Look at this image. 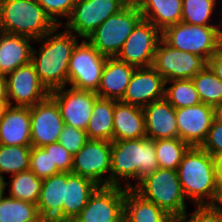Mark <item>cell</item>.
I'll return each mask as SVG.
<instances>
[{
  "label": "cell",
  "mask_w": 222,
  "mask_h": 222,
  "mask_svg": "<svg viewBox=\"0 0 222 222\" xmlns=\"http://www.w3.org/2000/svg\"><path fill=\"white\" fill-rule=\"evenodd\" d=\"M56 26L42 38L39 49L32 48L31 63L35 67L40 82L49 92L68 84V66L72 51L80 40L66 29L59 32Z\"/></svg>",
  "instance_id": "obj_1"
},
{
  "label": "cell",
  "mask_w": 222,
  "mask_h": 222,
  "mask_svg": "<svg viewBox=\"0 0 222 222\" xmlns=\"http://www.w3.org/2000/svg\"><path fill=\"white\" fill-rule=\"evenodd\" d=\"M158 168L153 140L144 137L112 141L110 185L134 188ZM121 179L125 182L123 185ZM130 179L136 180V184Z\"/></svg>",
  "instance_id": "obj_2"
},
{
  "label": "cell",
  "mask_w": 222,
  "mask_h": 222,
  "mask_svg": "<svg viewBox=\"0 0 222 222\" xmlns=\"http://www.w3.org/2000/svg\"><path fill=\"white\" fill-rule=\"evenodd\" d=\"M216 164L201 147H189L183 155L177 173L186 199L195 206L217 205Z\"/></svg>",
  "instance_id": "obj_3"
},
{
  "label": "cell",
  "mask_w": 222,
  "mask_h": 222,
  "mask_svg": "<svg viewBox=\"0 0 222 222\" xmlns=\"http://www.w3.org/2000/svg\"><path fill=\"white\" fill-rule=\"evenodd\" d=\"M57 25L37 0H0V31L37 40Z\"/></svg>",
  "instance_id": "obj_4"
},
{
  "label": "cell",
  "mask_w": 222,
  "mask_h": 222,
  "mask_svg": "<svg viewBox=\"0 0 222 222\" xmlns=\"http://www.w3.org/2000/svg\"><path fill=\"white\" fill-rule=\"evenodd\" d=\"M133 189L143 198L155 203L174 220L187 211V199L177 170L158 168Z\"/></svg>",
  "instance_id": "obj_5"
},
{
  "label": "cell",
  "mask_w": 222,
  "mask_h": 222,
  "mask_svg": "<svg viewBox=\"0 0 222 222\" xmlns=\"http://www.w3.org/2000/svg\"><path fill=\"white\" fill-rule=\"evenodd\" d=\"M171 47L203 57L206 61L222 45V26H202L179 22L162 32Z\"/></svg>",
  "instance_id": "obj_6"
},
{
  "label": "cell",
  "mask_w": 222,
  "mask_h": 222,
  "mask_svg": "<svg viewBox=\"0 0 222 222\" xmlns=\"http://www.w3.org/2000/svg\"><path fill=\"white\" fill-rule=\"evenodd\" d=\"M142 14L134 1H130L117 14L110 16L87 38L101 54L116 57Z\"/></svg>",
  "instance_id": "obj_7"
},
{
  "label": "cell",
  "mask_w": 222,
  "mask_h": 222,
  "mask_svg": "<svg viewBox=\"0 0 222 222\" xmlns=\"http://www.w3.org/2000/svg\"><path fill=\"white\" fill-rule=\"evenodd\" d=\"M107 56L87 39L75 45L68 66V84L78 90L97 92Z\"/></svg>",
  "instance_id": "obj_8"
},
{
  "label": "cell",
  "mask_w": 222,
  "mask_h": 222,
  "mask_svg": "<svg viewBox=\"0 0 222 222\" xmlns=\"http://www.w3.org/2000/svg\"><path fill=\"white\" fill-rule=\"evenodd\" d=\"M129 2L130 0H77L71 15L61 27L76 37L87 39L97 27Z\"/></svg>",
  "instance_id": "obj_9"
},
{
  "label": "cell",
  "mask_w": 222,
  "mask_h": 222,
  "mask_svg": "<svg viewBox=\"0 0 222 222\" xmlns=\"http://www.w3.org/2000/svg\"><path fill=\"white\" fill-rule=\"evenodd\" d=\"M112 141L88 139L74 155L71 172L93 180L99 186L110 185Z\"/></svg>",
  "instance_id": "obj_10"
},
{
  "label": "cell",
  "mask_w": 222,
  "mask_h": 222,
  "mask_svg": "<svg viewBox=\"0 0 222 222\" xmlns=\"http://www.w3.org/2000/svg\"><path fill=\"white\" fill-rule=\"evenodd\" d=\"M207 66V61L194 53L183 52L160 40L152 67L166 81L192 79Z\"/></svg>",
  "instance_id": "obj_11"
},
{
  "label": "cell",
  "mask_w": 222,
  "mask_h": 222,
  "mask_svg": "<svg viewBox=\"0 0 222 222\" xmlns=\"http://www.w3.org/2000/svg\"><path fill=\"white\" fill-rule=\"evenodd\" d=\"M161 39L162 32L150 21L142 18L124 42L116 58L136 68L150 67Z\"/></svg>",
  "instance_id": "obj_12"
},
{
  "label": "cell",
  "mask_w": 222,
  "mask_h": 222,
  "mask_svg": "<svg viewBox=\"0 0 222 222\" xmlns=\"http://www.w3.org/2000/svg\"><path fill=\"white\" fill-rule=\"evenodd\" d=\"M126 188L98 186L76 219L79 222H124Z\"/></svg>",
  "instance_id": "obj_13"
},
{
  "label": "cell",
  "mask_w": 222,
  "mask_h": 222,
  "mask_svg": "<svg viewBox=\"0 0 222 222\" xmlns=\"http://www.w3.org/2000/svg\"><path fill=\"white\" fill-rule=\"evenodd\" d=\"M49 96L57 103L65 125L86 130L99 97L95 92L65 86L51 91Z\"/></svg>",
  "instance_id": "obj_14"
},
{
  "label": "cell",
  "mask_w": 222,
  "mask_h": 222,
  "mask_svg": "<svg viewBox=\"0 0 222 222\" xmlns=\"http://www.w3.org/2000/svg\"><path fill=\"white\" fill-rule=\"evenodd\" d=\"M7 96L12 106L33 107L45 100L50 92L40 82L34 65L30 62L6 76ZM14 102V103H13Z\"/></svg>",
  "instance_id": "obj_15"
},
{
  "label": "cell",
  "mask_w": 222,
  "mask_h": 222,
  "mask_svg": "<svg viewBox=\"0 0 222 222\" xmlns=\"http://www.w3.org/2000/svg\"><path fill=\"white\" fill-rule=\"evenodd\" d=\"M30 118L32 146L58 142L65 123L57 103L50 96L30 107Z\"/></svg>",
  "instance_id": "obj_16"
},
{
  "label": "cell",
  "mask_w": 222,
  "mask_h": 222,
  "mask_svg": "<svg viewBox=\"0 0 222 222\" xmlns=\"http://www.w3.org/2000/svg\"><path fill=\"white\" fill-rule=\"evenodd\" d=\"M165 80L152 67L136 68L120 102L144 107L165 98Z\"/></svg>",
  "instance_id": "obj_17"
},
{
  "label": "cell",
  "mask_w": 222,
  "mask_h": 222,
  "mask_svg": "<svg viewBox=\"0 0 222 222\" xmlns=\"http://www.w3.org/2000/svg\"><path fill=\"white\" fill-rule=\"evenodd\" d=\"M175 114L178 138L190 147H200L213 122L212 106L200 103L196 106L175 109Z\"/></svg>",
  "instance_id": "obj_18"
},
{
  "label": "cell",
  "mask_w": 222,
  "mask_h": 222,
  "mask_svg": "<svg viewBox=\"0 0 222 222\" xmlns=\"http://www.w3.org/2000/svg\"><path fill=\"white\" fill-rule=\"evenodd\" d=\"M143 111L149 140L178 138L175 108L165 98L144 106Z\"/></svg>",
  "instance_id": "obj_19"
},
{
  "label": "cell",
  "mask_w": 222,
  "mask_h": 222,
  "mask_svg": "<svg viewBox=\"0 0 222 222\" xmlns=\"http://www.w3.org/2000/svg\"><path fill=\"white\" fill-rule=\"evenodd\" d=\"M67 172H60L43 179L38 199V212L46 222H63V200Z\"/></svg>",
  "instance_id": "obj_20"
},
{
  "label": "cell",
  "mask_w": 222,
  "mask_h": 222,
  "mask_svg": "<svg viewBox=\"0 0 222 222\" xmlns=\"http://www.w3.org/2000/svg\"><path fill=\"white\" fill-rule=\"evenodd\" d=\"M30 108L10 105L0 121V144L32 146Z\"/></svg>",
  "instance_id": "obj_21"
},
{
  "label": "cell",
  "mask_w": 222,
  "mask_h": 222,
  "mask_svg": "<svg viewBox=\"0 0 222 222\" xmlns=\"http://www.w3.org/2000/svg\"><path fill=\"white\" fill-rule=\"evenodd\" d=\"M136 67L116 57H107L96 94L100 98L120 101Z\"/></svg>",
  "instance_id": "obj_22"
},
{
  "label": "cell",
  "mask_w": 222,
  "mask_h": 222,
  "mask_svg": "<svg viewBox=\"0 0 222 222\" xmlns=\"http://www.w3.org/2000/svg\"><path fill=\"white\" fill-rule=\"evenodd\" d=\"M144 137H146V132L143 108L115 100L113 141Z\"/></svg>",
  "instance_id": "obj_23"
},
{
  "label": "cell",
  "mask_w": 222,
  "mask_h": 222,
  "mask_svg": "<svg viewBox=\"0 0 222 222\" xmlns=\"http://www.w3.org/2000/svg\"><path fill=\"white\" fill-rule=\"evenodd\" d=\"M32 38L0 31V74L7 76L31 62Z\"/></svg>",
  "instance_id": "obj_24"
},
{
  "label": "cell",
  "mask_w": 222,
  "mask_h": 222,
  "mask_svg": "<svg viewBox=\"0 0 222 222\" xmlns=\"http://www.w3.org/2000/svg\"><path fill=\"white\" fill-rule=\"evenodd\" d=\"M98 186L89 178L67 172V185L63 200V222L79 215L86 206L90 195Z\"/></svg>",
  "instance_id": "obj_25"
},
{
  "label": "cell",
  "mask_w": 222,
  "mask_h": 222,
  "mask_svg": "<svg viewBox=\"0 0 222 222\" xmlns=\"http://www.w3.org/2000/svg\"><path fill=\"white\" fill-rule=\"evenodd\" d=\"M143 19L163 32L182 20V0H133Z\"/></svg>",
  "instance_id": "obj_26"
},
{
  "label": "cell",
  "mask_w": 222,
  "mask_h": 222,
  "mask_svg": "<svg viewBox=\"0 0 222 222\" xmlns=\"http://www.w3.org/2000/svg\"><path fill=\"white\" fill-rule=\"evenodd\" d=\"M173 220L164 210L143 198L133 188L126 189L124 222H172Z\"/></svg>",
  "instance_id": "obj_27"
},
{
  "label": "cell",
  "mask_w": 222,
  "mask_h": 222,
  "mask_svg": "<svg viewBox=\"0 0 222 222\" xmlns=\"http://www.w3.org/2000/svg\"><path fill=\"white\" fill-rule=\"evenodd\" d=\"M115 100L100 98L95 100L86 128L88 139L113 141V114Z\"/></svg>",
  "instance_id": "obj_28"
},
{
  "label": "cell",
  "mask_w": 222,
  "mask_h": 222,
  "mask_svg": "<svg viewBox=\"0 0 222 222\" xmlns=\"http://www.w3.org/2000/svg\"><path fill=\"white\" fill-rule=\"evenodd\" d=\"M10 181H5L9 187V197L38 204L43 179L38 178L31 170L12 174Z\"/></svg>",
  "instance_id": "obj_29"
},
{
  "label": "cell",
  "mask_w": 222,
  "mask_h": 222,
  "mask_svg": "<svg viewBox=\"0 0 222 222\" xmlns=\"http://www.w3.org/2000/svg\"><path fill=\"white\" fill-rule=\"evenodd\" d=\"M0 222H46L39 215L37 205L9 197H0Z\"/></svg>",
  "instance_id": "obj_30"
},
{
  "label": "cell",
  "mask_w": 222,
  "mask_h": 222,
  "mask_svg": "<svg viewBox=\"0 0 222 222\" xmlns=\"http://www.w3.org/2000/svg\"><path fill=\"white\" fill-rule=\"evenodd\" d=\"M218 0H182L181 22L202 26H222L221 22L212 23ZM213 14V15H212Z\"/></svg>",
  "instance_id": "obj_31"
},
{
  "label": "cell",
  "mask_w": 222,
  "mask_h": 222,
  "mask_svg": "<svg viewBox=\"0 0 222 222\" xmlns=\"http://www.w3.org/2000/svg\"><path fill=\"white\" fill-rule=\"evenodd\" d=\"M165 99L175 108H186L202 103L191 79L166 81Z\"/></svg>",
  "instance_id": "obj_32"
},
{
  "label": "cell",
  "mask_w": 222,
  "mask_h": 222,
  "mask_svg": "<svg viewBox=\"0 0 222 222\" xmlns=\"http://www.w3.org/2000/svg\"><path fill=\"white\" fill-rule=\"evenodd\" d=\"M153 141L159 168L177 170L190 146L180 138Z\"/></svg>",
  "instance_id": "obj_33"
},
{
  "label": "cell",
  "mask_w": 222,
  "mask_h": 222,
  "mask_svg": "<svg viewBox=\"0 0 222 222\" xmlns=\"http://www.w3.org/2000/svg\"><path fill=\"white\" fill-rule=\"evenodd\" d=\"M31 146H8L0 144V175L16 174L30 168Z\"/></svg>",
  "instance_id": "obj_34"
},
{
  "label": "cell",
  "mask_w": 222,
  "mask_h": 222,
  "mask_svg": "<svg viewBox=\"0 0 222 222\" xmlns=\"http://www.w3.org/2000/svg\"><path fill=\"white\" fill-rule=\"evenodd\" d=\"M191 80L202 103L213 106L222 101V81L208 66Z\"/></svg>",
  "instance_id": "obj_35"
},
{
  "label": "cell",
  "mask_w": 222,
  "mask_h": 222,
  "mask_svg": "<svg viewBox=\"0 0 222 222\" xmlns=\"http://www.w3.org/2000/svg\"><path fill=\"white\" fill-rule=\"evenodd\" d=\"M29 170L41 179L60 173L56 165H52L50 150H44L42 147L35 146H31Z\"/></svg>",
  "instance_id": "obj_36"
},
{
  "label": "cell",
  "mask_w": 222,
  "mask_h": 222,
  "mask_svg": "<svg viewBox=\"0 0 222 222\" xmlns=\"http://www.w3.org/2000/svg\"><path fill=\"white\" fill-rule=\"evenodd\" d=\"M77 0H37L52 21L61 26L63 19H68ZM62 20L60 21V18Z\"/></svg>",
  "instance_id": "obj_37"
},
{
  "label": "cell",
  "mask_w": 222,
  "mask_h": 222,
  "mask_svg": "<svg viewBox=\"0 0 222 222\" xmlns=\"http://www.w3.org/2000/svg\"><path fill=\"white\" fill-rule=\"evenodd\" d=\"M175 222H222L221 209L217 205H201L189 213L186 211Z\"/></svg>",
  "instance_id": "obj_38"
},
{
  "label": "cell",
  "mask_w": 222,
  "mask_h": 222,
  "mask_svg": "<svg viewBox=\"0 0 222 222\" xmlns=\"http://www.w3.org/2000/svg\"><path fill=\"white\" fill-rule=\"evenodd\" d=\"M88 140L86 131L65 125L58 142L72 155H75Z\"/></svg>",
  "instance_id": "obj_39"
},
{
  "label": "cell",
  "mask_w": 222,
  "mask_h": 222,
  "mask_svg": "<svg viewBox=\"0 0 222 222\" xmlns=\"http://www.w3.org/2000/svg\"><path fill=\"white\" fill-rule=\"evenodd\" d=\"M42 148L50 150L52 165H56L60 172H71L74 155L67 151L59 142L45 145Z\"/></svg>",
  "instance_id": "obj_40"
},
{
  "label": "cell",
  "mask_w": 222,
  "mask_h": 222,
  "mask_svg": "<svg viewBox=\"0 0 222 222\" xmlns=\"http://www.w3.org/2000/svg\"><path fill=\"white\" fill-rule=\"evenodd\" d=\"M216 160L222 158V123L212 122L205 141L200 146Z\"/></svg>",
  "instance_id": "obj_41"
},
{
  "label": "cell",
  "mask_w": 222,
  "mask_h": 222,
  "mask_svg": "<svg viewBox=\"0 0 222 222\" xmlns=\"http://www.w3.org/2000/svg\"><path fill=\"white\" fill-rule=\"evenodd\" d=\"M207 66L222 81V45L216 50V52L207 61Z\"/></svg>",
  "instance_id": "obj_42"
},
{
  "label": "cell",
  "mask_w": 222,
  "mask_h": 222,
  "mask_svg": "<svg viewBox=\"0 0 222 222\" xmlns=\"http://www.w3.org/2000/svg\"><path fill=\"white\" fill-rule=\"evenodd\" d=\"M216 178H217L218 195L220 196L222 194V158L217 159Z\"/></svg>",
  "instance_id": "obj_43"
},
{
  "label": "cell",
  "mask_w": 222,
  "mask_h": 222,
  "mask_svg": "<svg viewBox=\"0 0 222 222\" xmlns=\"http://www.w3.org/2000/svg\"><path fill=\"white\" fill-rule=\"evenodd\" d=\"M0 100H8L7 96V79L0 74Z\"/></svg>",
  "instance_id": "obj_44"
},
{
  "label": "cell",
  "mask_w": 222,
  "mask_h": 222,
  "mask_svg": "<svg viewBox=\"0 0 222 222\" xmlns=\"http://www.w3.org/2000/svg\"><path fill=\"white\" fill-rule=\"evenodd\" d=\"M213 120L222 123V101L212 106Z\"/></svg>",
  "instance_id": "obj_45"
},
{
  "label": "cell",
  "mask_w": 222,
  "mask_h": 222,
  "mask_svg": "<svg viewBox=\"0 0 222 222\" xmlns=\"http://www.w3.org/2000/svg\"><path fill=\"white\" fill-rule=\"evenodd\" d=\"M10 104L8 100H0V121L3 119Z\"/></svg>",
  "instance_id": "obj_46"
},
{
  "label": "cell",
  "mask_w": 222,
  "mask_h": 222,
  "mask_svg": "<svg viewBox=\"0 0 222 222\" xmlns=\"http://www.w3.org/2000/svg\"><path fill=\"white\" fill-rule=\"evenodd\" d=\"M5 193V178L0 175V197Z\"/></svg>",
  "instance_id": "obj_47"
},
{
  "label": "cell",
  "mask_w": 222,
  "mask_h": 222,
  "mask_svg": "<svg viewBox=\"0 0 222 222\" xmlns=\"http://www.w3.org/2000/svg\"><path fill=\"white\" fill-rule=\"evenodd\" d=\"M217 206L221 209V212H222V194L219 197V201L217 203Z\"/></svg>",
  "instance_id": "obj_48"
},
{
  "label": "cell",
  "mask_w": 222,
  "mask_h": 222,
  "mask_svg": "<svg viewBox=\"0 0 222 222\" xmlns=\"http://www.w3.org/2000/svg\"><path fill=\"white\" fill-rule=\"evenodd\" d=\"M65 222H79V221L76 218H74V219H70V220L65 221Z\"/></svg>",
  "instance_id": "obj_49"
}]
</instances>
